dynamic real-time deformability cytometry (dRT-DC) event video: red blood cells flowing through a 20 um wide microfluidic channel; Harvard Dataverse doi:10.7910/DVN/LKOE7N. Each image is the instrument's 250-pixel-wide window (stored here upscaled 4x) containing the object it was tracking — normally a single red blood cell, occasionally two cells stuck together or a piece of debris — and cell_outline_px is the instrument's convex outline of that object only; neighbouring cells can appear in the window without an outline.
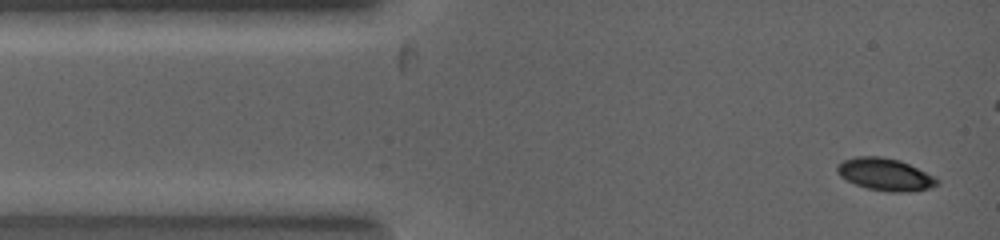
{"species": "common noctule bat (a hibernating species)", "species_latin": "Nyctalus noctula", "temperature_condition": "warm", "stored_images_in_passage": 10, "camera_frame_rate_fps": 5000, "um_per_image_px": 0.085, "animal": {"sex": "female", "body_mass_g": 19.0, "forearm_length_mm": 53.3}, "frame": {"image": 1, "passage_image": 1, "time_ms": 0.0, "image_size_px": [1000, 240], "cell_outline_px": [[940, 180], [936, 184], [928, 188], [908, 192], [892, 192], [868, 188], [856, 184], [840, 176], [836, 172], [836, 168], [844, 160], [856, 156], [880, 156], [900, 160]], "centroid_in_image_um": [75.2, 14.82], "position_along_channel_um": 9.8, "area_um2": 18.38}}
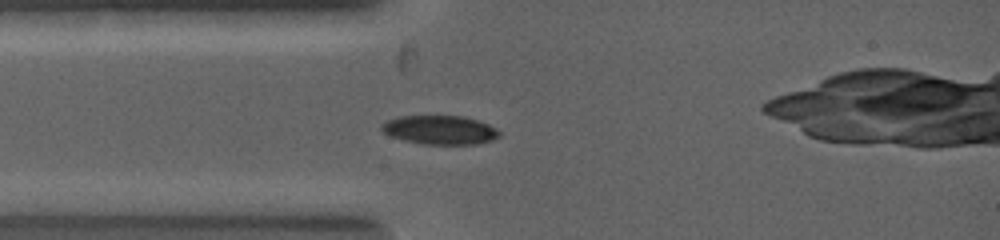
{"frame": {"image": 2, "passage_image": 6, "time_ms": 1.6, "image_size_px": [1000, 240], "cell_outline_px": [[500, 136], [492, 140], [476, 144], [424, 144], [404, 140], [392, 136], [384, 132], [380, 128], [380, 124], [388, 120], [400, 116], [464, 116], [480, 120], [496, 128], [500, 132]], "centroid_in_image_um": [37.42, 11.04], "position_along_channel_um": 47.6, "area_um2": 19.83}}